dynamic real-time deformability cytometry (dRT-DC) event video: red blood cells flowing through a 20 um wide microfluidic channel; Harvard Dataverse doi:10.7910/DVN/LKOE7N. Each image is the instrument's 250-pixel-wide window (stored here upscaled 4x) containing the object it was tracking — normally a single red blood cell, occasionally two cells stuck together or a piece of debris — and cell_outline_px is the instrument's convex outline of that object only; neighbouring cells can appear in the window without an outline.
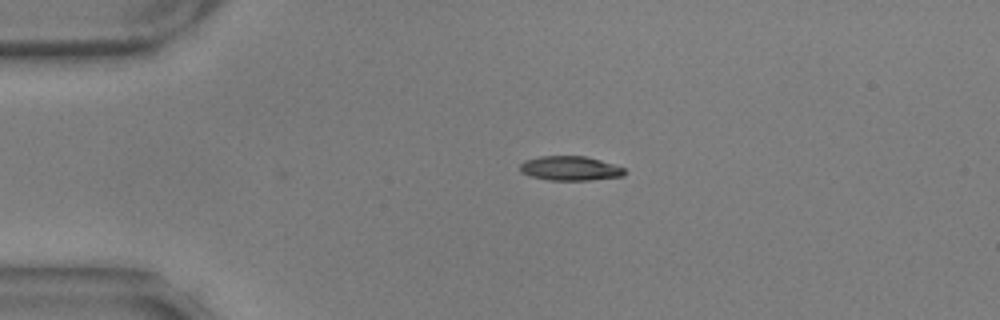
{"species": "common noctule bat (a hibernating species)", "species_latin": "Nyctalus noctula", "temperature_condition": "warm", "stored_images_in_passage": 34, "camera_frame_rate_fps": 3000, "um_per_image_px": 0.085, "animal": {"sex": "male", "body_mass_g": 17.9, "forearm_length_mm": 54.2}, "frame": {"image": 1, "passage_image": 1, "time_ms": 0.0, "image_size_px": [1000, 320], "cell_outline_px": [[628, 172], [624, 176], [588, 180], [548, 180], [532, 176], [520, 172], [520, 164], [524, 160], [540, 156], [584, 156], [600, 160], [624, 168]], "centroid_in_image_um": [48.46, 14.31], "position_along_channel_um": 36.5, "area_um2": 14.85}}
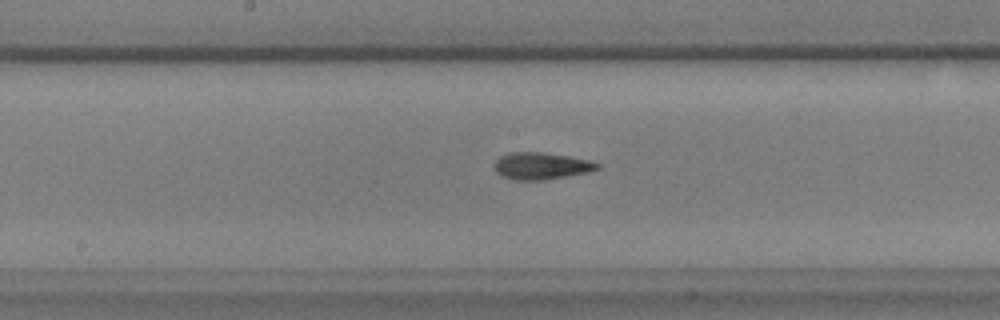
{"frame": {"image": 2, "passage_image": 18, "time_ms": 5.667, "image_size_px": [1000, 320], "cell_outline_px": [[600, 168], [588, 172], [544, 180], [516, 180], [500, 176], [492, 168], [496, 160], [500, 156], [508, 152], [544, 152], [568, 156], [588, 160], [600, 164]], "centroid_in_image_um": [45.95, 14.1], "position_along_channel_um": 202.2, "area_um2": 16.3}}
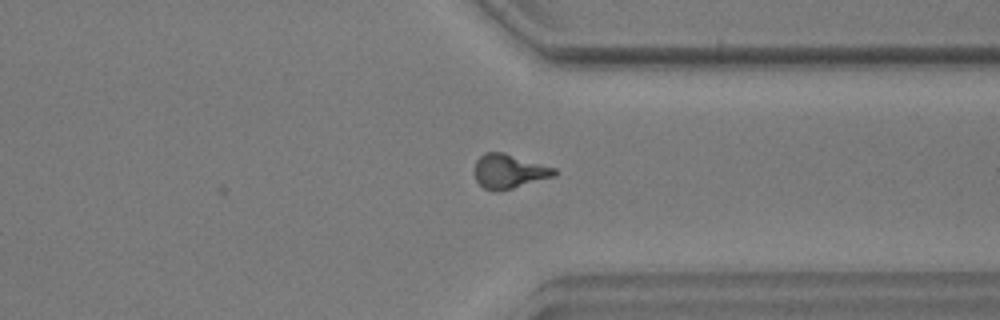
{"frame": {"image": 3, "passage_image": 32, "time_ms": 10.333, "image_size_px": [1000, 320], "cell_outline_px": [[560, 172], [556, 176], [512, 188], [496, 192], [492, 192], [484, 188], [476, 180], [472, 172], [476, 160], [484, 152], [504, 152], [556, 168]], "centroid_in_image_um": [43.26, 14.56], "position_along_channel_um": 368.1, "area_um2": 16.3}, "authors_computed_cell_mechanics": {"area_um2": 15.6638, "velocity_mm_per_s": 3.5694, "shape_relaxation_time_tau1_ms": 7.9124, "shape_relaxation_time_tau2_ms": 2.5747, "deformation_change_tau1": 0.2214, "deformation_change_tau2": 0.1114}}